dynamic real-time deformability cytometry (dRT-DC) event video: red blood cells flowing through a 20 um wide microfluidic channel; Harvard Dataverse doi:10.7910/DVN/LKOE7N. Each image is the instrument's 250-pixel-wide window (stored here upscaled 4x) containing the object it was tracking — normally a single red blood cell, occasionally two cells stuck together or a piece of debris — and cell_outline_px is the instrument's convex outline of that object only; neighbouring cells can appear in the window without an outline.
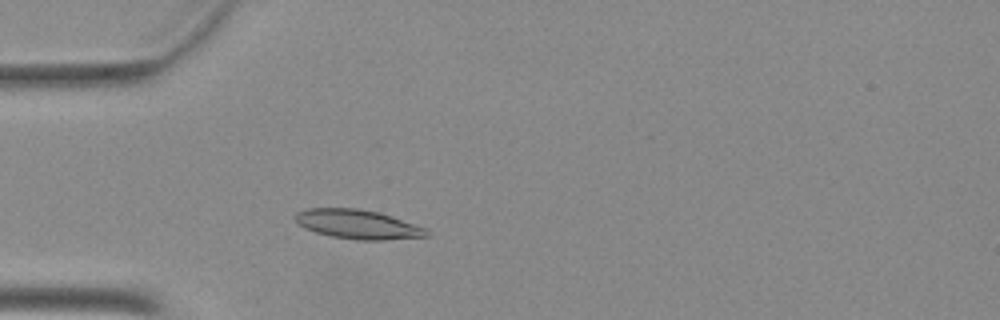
{"species": "Egyptian fruit bat (a non-hibernating species)", "species_latin": "Rousettus aegyptiacus", "temperature_condition": "warm", "stored_images_in_passage": 48, "camera_frame_rate_fps": 3000, "um_per_image_px": 0.085, "animal": {"sex": "female"}, "frame": {"image": 1, "passage_image": 11, "time_ms": 3.333, "image_size_px": [1000, 320], "cell_outline_px": [[428, 236], [384, 240], [356, 240], [332, 236], [316, 232], [304, 228], [296, 220], [296, 212], [308, 208], [356, 208], [380, 212], [392, 216], [424, 228], [428, 232]], "centroid_in_image_um": [30.4, 19.06], "position_along_channel_um": 54.6, "area_um2": 22.14}}
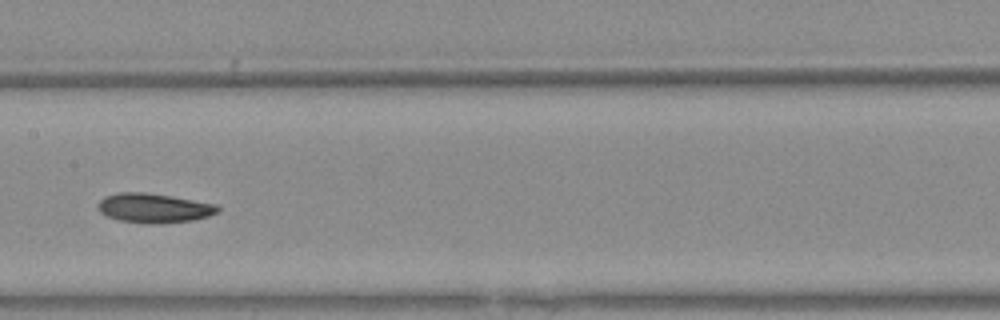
{"frame": {"image": 2, "passage_image": 22, "time_ms": 7.0, "image_size_px": [1000, 320], "cell_outline_px": [[220, 212], [208, 216], [192, 220], [164, 224], [152, 224], [120, 220], [108, 216], [100, 212], [96, 204], [104, 196], [116, 192], [144, 192], [220, 204]], "centroid_in_image_um": [13.11, 17.68], "position_along_channel_um": 194.3, "area_um2": 20.75}}
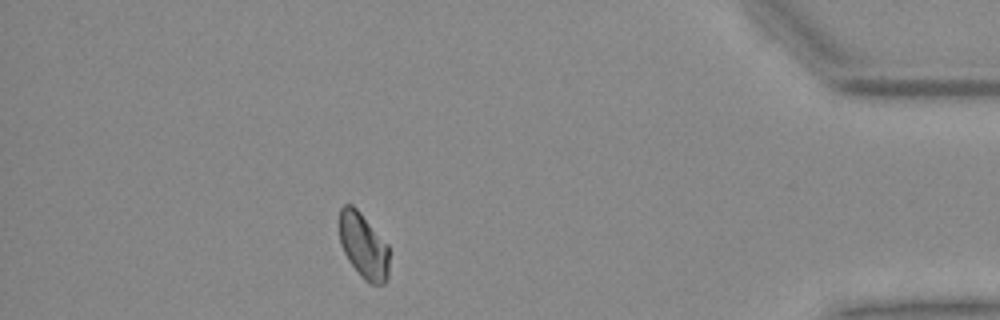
{"frame": {"image": 3, "passage_image": 41, "time_ms": 13.333, "image_size_px": [1000, 320], "cell_outline_px": [[388, 276], [384, 284], [372, 284], [364, 280], [360, 276], [348, 260], [340, 244], [336, 220], [340, 208], [344, 204], [352, 204], [360, 212], [388, 244]], "centroid_in_image_um": [30.84, 20.85], "position_along_channel_um": 404.4, "area_um2": 19.48}}